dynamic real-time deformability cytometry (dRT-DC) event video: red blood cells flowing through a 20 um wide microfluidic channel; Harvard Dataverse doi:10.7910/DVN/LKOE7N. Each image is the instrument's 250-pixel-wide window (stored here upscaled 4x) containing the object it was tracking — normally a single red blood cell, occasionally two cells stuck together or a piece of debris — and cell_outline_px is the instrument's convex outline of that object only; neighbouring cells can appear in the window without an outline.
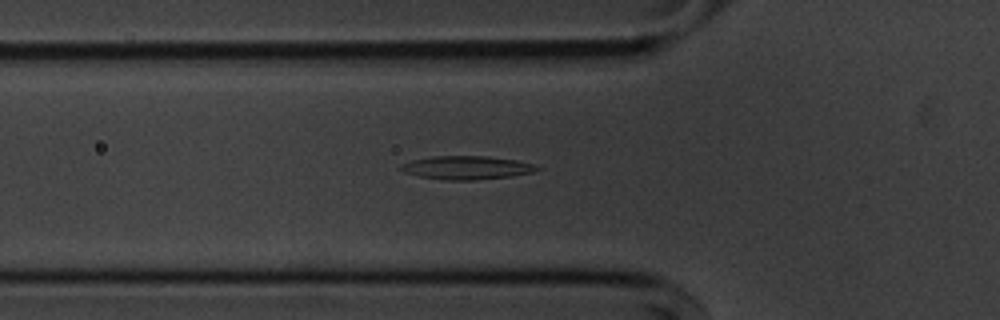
{"species": "common noctule bat (a hibernating species)", "species_latin": "Nyctalus noctula", "temperature_condition": "cold", "stored_images_in_passage": 46, "camera_frame_rate_fps": 3000, "um_per_image_px": 0.085, "animal": {"sex": "male", "body_mass_g": 20.1, "forearm_length_mm": 53.5}, "frame": {"image": 1, "passage_image": 14, "time_ms": 4.333, "image_size_px": [1000, 320], "cell_outline_px": [[544, 168], [532, 172], [512, 176], [472, 180], [444, 180], [420, 176], [404, 172], [400, 168], [404, 164], [412, 160], [432, 156], [488, 156], [516, 160], [532, 164]], "centroid_in_image_um": [39.71, 14.25], "position_along_channel_um": 86.1, "area_um2": 18.44}}
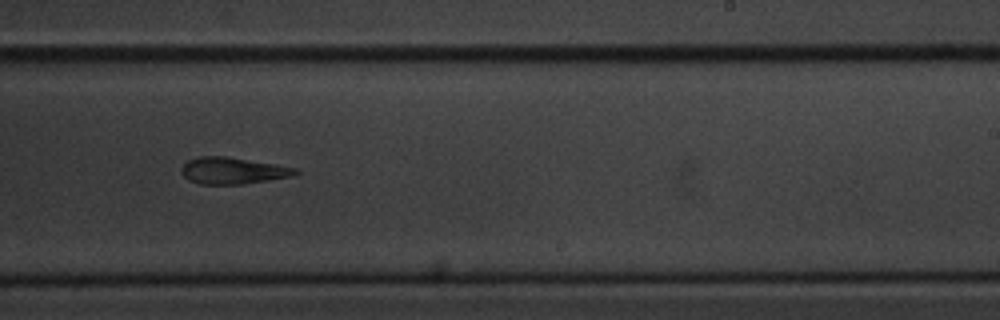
{"frame": {"image": 2, "passage_image": 29, "time_ms": 9.333, "image_size_px": [1000, 320], "cell_outline_px": [[300, 172], [292, 176], [244, 184], [200, 184], [188, 180], [180, 172], [180, 168], [188, 160], [200, 156], [224, 156], [276, 164], [300, 168]], "centroid_in_image_um": [19.8, 14.51], "position_along_channel_um": 269.2, "area_um2": 17.8}}
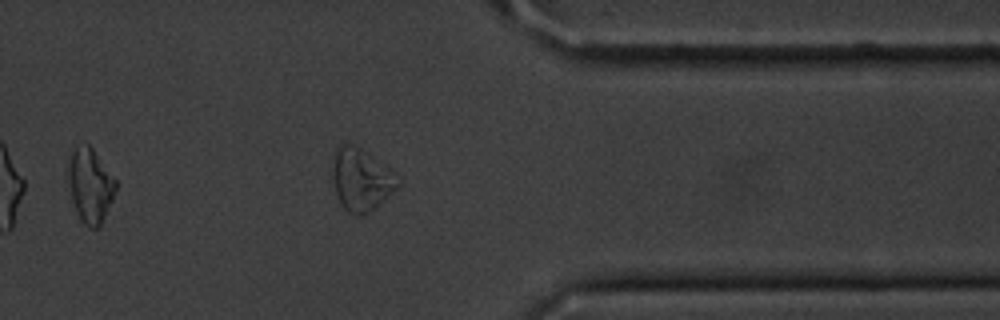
{"frame": {"image": 3, "passage_image": 39, "time_ms": 12.667, "image_size_px": [1000, 320], "cell_outline_px": [[120, 184], [100, 224], [96, 228], [92, 228], [84, 224], [80, 220], [72, 200], [68, 172], [68, 168], [72, 152], [76, 144], [88, 144], [92, 148]], "centroid_in_image_um": [7.7, 15.74], "position_along_channel_um": 403.7, "area_um2": 20.4}, "authors_computed_cell_mechanics": {"area_um2": 18.6116, "velocity_mm_per_s": 3.6463, "shape_relaxation_time_tau1_ms": null, "shape_relaxation_time_tau2_ms": 4.247, "deformation_change_tau1": null, "deformation_change_tau2": 0.1432}}